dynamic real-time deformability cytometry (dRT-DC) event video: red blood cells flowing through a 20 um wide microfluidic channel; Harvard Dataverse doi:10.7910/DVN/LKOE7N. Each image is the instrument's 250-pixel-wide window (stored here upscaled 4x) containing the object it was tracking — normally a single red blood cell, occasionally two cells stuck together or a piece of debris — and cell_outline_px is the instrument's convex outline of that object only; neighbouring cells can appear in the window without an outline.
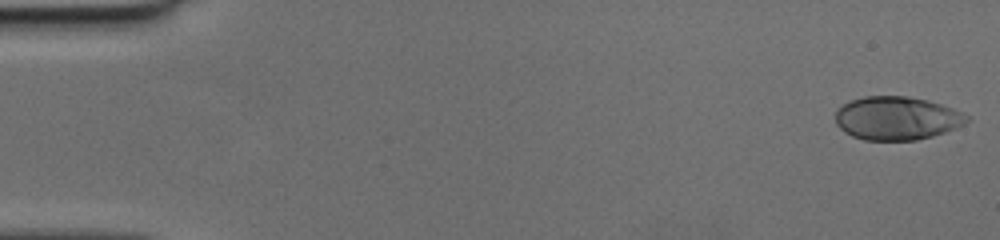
{"species": "human", "species_latin": "Homo sapiens", "temperature_condition": "cold", "stored_images_in_passage": 49, "camera_frame_rate_fps": 3000, "um_per_image_px": 0.085, "donor": {"sex": "female"}, "frame": {"image": 1, "passage_image": 1, "time_ms": 0.0, "image_size_px": [1000, 240], "cell_outline_px": [[968, 120], [964, 124], [956, 128], [932, 136], [916, 140], [864, 140], [852, 136], [844, 132], [836, 124], [836, 108], [852, 100], [864, 96], [908, 96], [928, 100], [952, 108], [968, 116]], "centroid_in_image_um": [76.2, 10.05], "position_along_channel_um": 8.8, "area_um2": 33.18}}
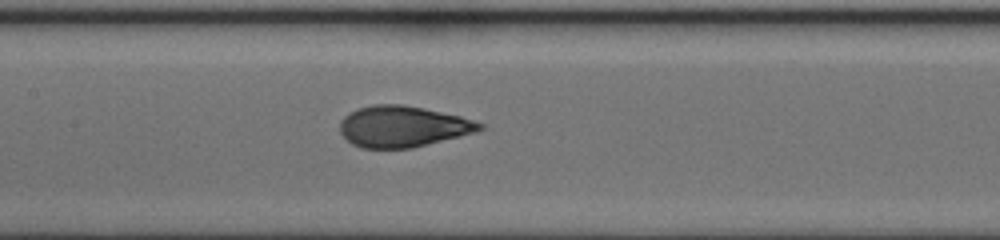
{"frame": {"image": 2, "passage_image": 24, "time_ms": 7.667, "image_size_px": [1000, 240], "cell_outline_px": [[484, 128], [476, 132], [412, 148], [360, 148], [352, 144], [340, 132], [340, 120], [344, 116], [360, 108], [372, 104], [400, 104], [424, 108], [460, 116], [484, 124]], "centroid_in_image_um": [34.23, 10.75], "position_along_channel_um": 173.2, "area_um2": 33.35}}
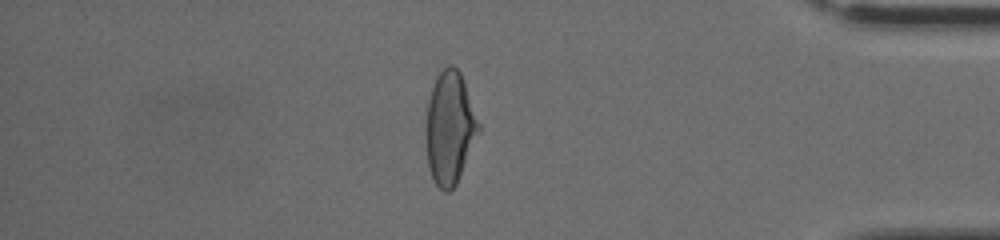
{"frame": {"image": 3, "passage_image": 42, "time_ms": 13.667, "image_size_px": [1000, 240], "cell_outline_px": [[480, 132], [456, 184], [448, 192], [444, 192], [436, 184], [428, 168], [424, 132], [428, 100], [436, 76], [448, 64], [452, 64], [460, 72], [480, 124]], "centroid_in_image_um": [38.21, 10.88], "position_along_channel_um": 397.0, "area_um2": 34.74}}